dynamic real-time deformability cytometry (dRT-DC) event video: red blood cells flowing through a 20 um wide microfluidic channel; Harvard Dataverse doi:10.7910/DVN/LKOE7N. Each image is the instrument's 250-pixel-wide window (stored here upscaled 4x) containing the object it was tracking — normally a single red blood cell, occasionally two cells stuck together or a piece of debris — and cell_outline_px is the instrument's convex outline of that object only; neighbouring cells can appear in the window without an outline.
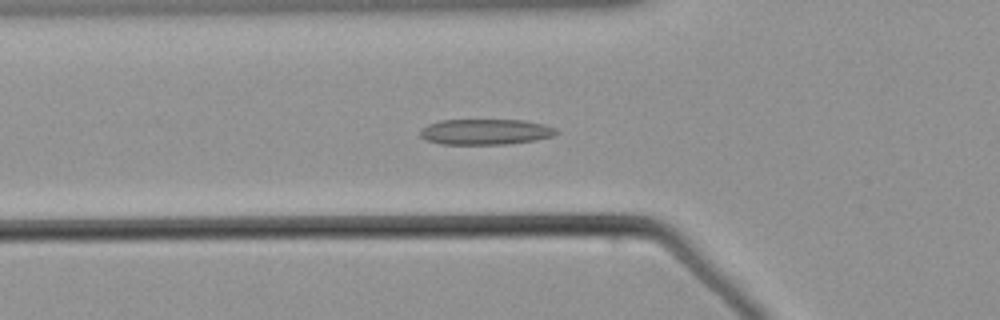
{"species": "common noctule bat (a hibernating species)", "species_latin": "Nyctalus noctula", "temperature_condition": "warm", "stored_images_in_passage": 57, "camera_frame_rate_fps": 3000, "um_per_image_px": 0.085, "animal": {"sex": "male", "body_mass_g": 21.5, "forearm_length_mm": 52.0}, "frame": {"image": 1, "passage_image": 21, "time_ms": 6.667, "image_size_px": [1000, 320], "cell_outline_px": [[560, 132], [552, 136], [536, 140], [508, 144], [440, 144], [428, 140], [420, 136], [420, 128], [428, 124], [440, 120], [524, 120], [544, 124], [556, 128]], "centroid_in_image_um": [41.28, 11.2], "position_along_channel_um": 84.5, "area_um2": 20.46}}
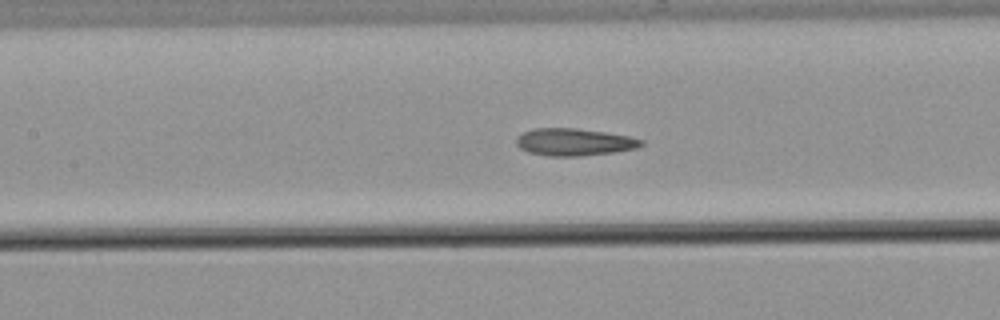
{"frame": {"image": 2, "passage_image": 27, "time_ms": 8.667, "image_size_px": [1000, 320], "cell_outline_px": [[644, 144], [636, 148], [616, 152], [580, 156], [548, 156], [528, 152], [520, 148], [516, 144], [516, 136], [532, 128], [576, 128], [604, 132], [628, 136], [644, 140]], "centroid_in_image_um": [48.79, 12.07], "position_along_channel_um": 158.6, "area_um2": 19.94}}
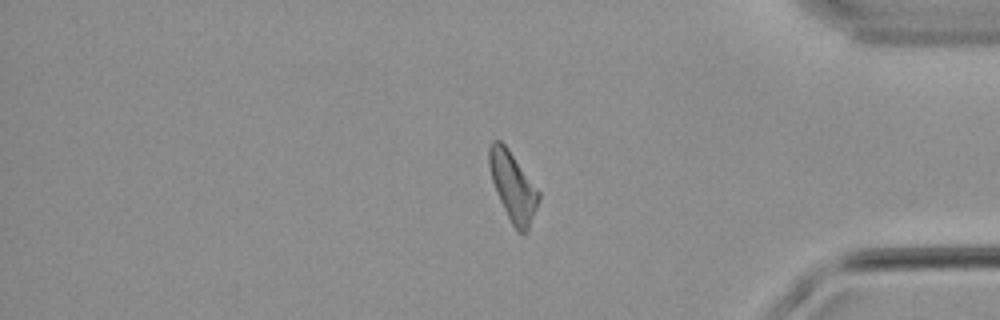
{"frame": {"image": 3, "passage_image": 48, "time_ms": 15.667, "image_size_px": [1000, 320], "cell_outline_px": [[540, 200], [528, 232], [516, 232], [500, 200], [492, 180], [488, 164], [488, 148], [492, 140], [500, 140], [508, 148], [540, 192]], "centroid_in_image_um": [43.6, 15.85], "position_along_channel_um": 391.6, "area_um2": 19.88}}